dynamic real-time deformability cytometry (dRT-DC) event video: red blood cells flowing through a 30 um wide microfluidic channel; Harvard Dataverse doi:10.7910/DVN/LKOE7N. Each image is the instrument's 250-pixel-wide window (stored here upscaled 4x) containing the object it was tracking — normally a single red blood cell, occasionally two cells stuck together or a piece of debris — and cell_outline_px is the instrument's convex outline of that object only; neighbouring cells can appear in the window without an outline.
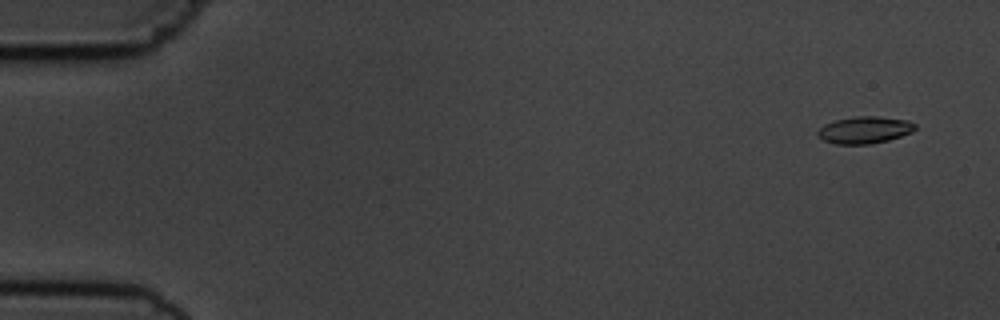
{"species": "common noctule bat (a hibernating species)", "species_latin": "Nyctalus noctula", "temperature_condition": "cold", "stored_images_in_passage": 5, "camera_frame_rate_fps": 3000, "um_per_image_px": 0.085, "animal": {"sex": "male", "body_mass_g": 19.5, "forearm_length_mm": 54.6}, "frame": {"image": 1, "passage_image": 1, "time_ms": 0.0, "image_size_px": [1000, 320], "cell_outline_px": [[916, 128], [912, 132], [888, 140], [872, 144], [836, 144], [824, 140], [816, 136], [816, 132], [824, 124], [836, 120], [856, 116], [876, 116], [908, 120], [916, 124]], "centroid_in_image_um": [73.48, 11.05], "position_along_channel_um": 11.5, "area_um2": 15.37}}
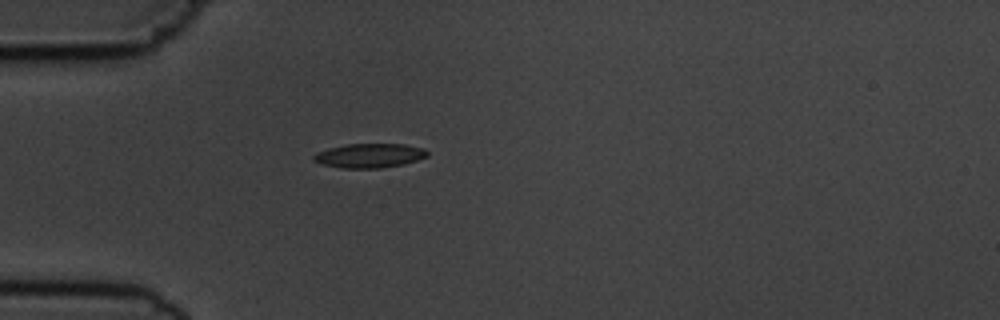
{"frame": {"image": 2, "passage_image": 5, "time_ms": 4.333, "image_size_px": [1000, 320], "cell_outline_px": [[428, 156], [404, 164], [380, 168], [340, 168], [324, 164], [312, 160], [312, 156], [316, 152], [328, 148], [348, 144], [404, 144], [424, 148], [428, 152]], "centroid_in_image_um": [31.39, 13.22], "position_along_channel_um": 53.6, "area_um2": 16.07}}